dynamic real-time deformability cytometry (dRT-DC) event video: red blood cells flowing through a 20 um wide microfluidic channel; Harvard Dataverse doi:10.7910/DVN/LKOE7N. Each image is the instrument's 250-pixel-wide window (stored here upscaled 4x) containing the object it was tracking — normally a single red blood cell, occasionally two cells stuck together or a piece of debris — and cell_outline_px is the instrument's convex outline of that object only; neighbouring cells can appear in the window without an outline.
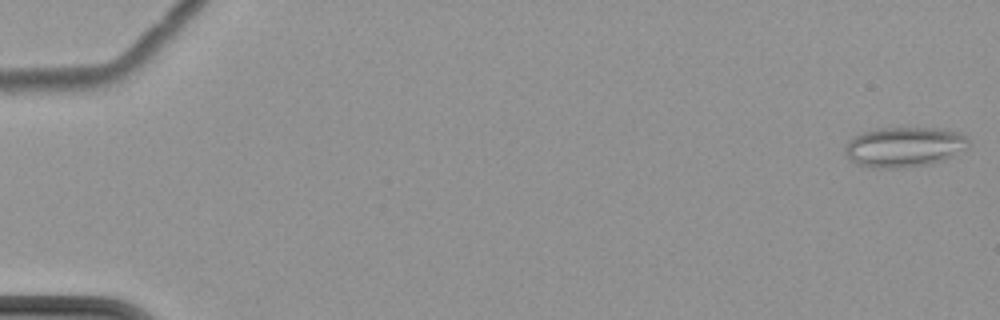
{"species": "common noctule bat (a hibernating species)", "species_latin": "Nyctalus noctula", "temperature_condition": "cold", "stored_images_in_passage": 6, "camera_frame_rate_fps": 3000, "um_per_image_px": 0.085, "animal": {"sex": "female", "body_mass_g": 22.7, "forearm_length_mm": 54.2}, "frame": {"image": 1, "passage_image": 1, "time_ms": 0.0, "image_size_px": [1000, 320], "cell_outline_px": [[972, 144], [968, 148], [944, 160], [932, 164], [896, 168], [880, 168], [856, 164], [848, 156], [844, 148], [848, 140], [864, 132], [880, 128], [940, 128], [960, 132], [968, 136]], "centroid_in_image_um": [76.95, 12.48], "position_along_channel_um": 8.1, "area_um2": 29.02}}